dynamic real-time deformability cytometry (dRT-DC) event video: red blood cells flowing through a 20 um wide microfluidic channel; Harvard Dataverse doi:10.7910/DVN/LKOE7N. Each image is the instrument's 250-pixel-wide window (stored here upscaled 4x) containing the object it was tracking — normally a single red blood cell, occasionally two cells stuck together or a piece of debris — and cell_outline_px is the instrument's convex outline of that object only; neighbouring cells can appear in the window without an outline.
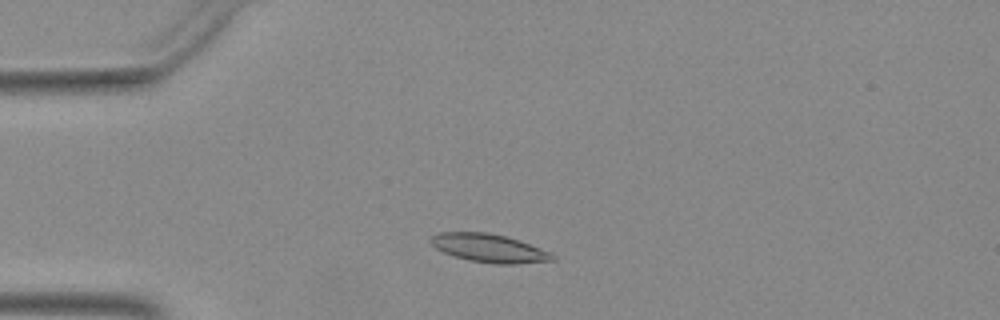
{"species": "Egyptian fruit bat (a non-hibernating species)", "species_latin": "Rousettus aegyptiacus", "temperature_condition": "warm", "stored_images_in_passage": 46, "camera_frame_rate_fps": 3000, "um_per_image_px": 0.085, "animal": {"sex": "female"}, "frame": {"image": 1, "passage_image": 8, "time_ms": 2.333, "image_size_px": [1000, 320], "cell_outline_px": [[556, 260], [516, 264], [496, 264], [468, 260], [444, 252], [436, 248], [428, 240], [432, 236], [440, 232], [488, 232], [508, 236], [552, 252], [556, 256]], "centroid_in_image_um": [41.62, 21.09], "position_along_channel_um": 43.4, "area_um2": 20.23}}
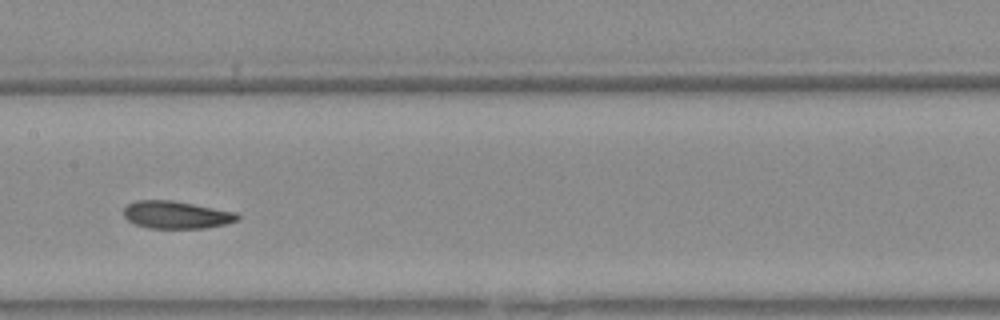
{"frame": {"image": 2, "passage_image": 21, "time_ms": 6.667, "image_size_px": [1000, 320], "cell_outline_px": [[240, 220], [224, 224], [204, 228], [148, 228], [136, 224], [128, 220], [124, 216], [124, 208], [128, 204], [136, 200], [172, 200], [236, 212], [240, 216]], "centroid_in_image_um": [14.99, 18.26], "position_along_channel_um": 192.4, "area_um2": 18.21}}
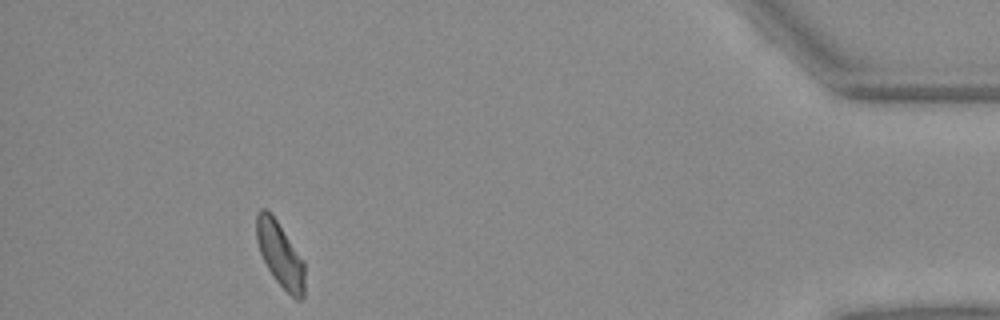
{"frame": {"image": 3, "passage_image": 42, "time_ms": 13.667, "image_size_px": [1000, 320], "cell_outline_px": [[304, 296], [300, 300], [296, 300], [276, 280], [268, 268], [260, 252], [256, 240], [256, 216], [260, 208], [264, 208], [276, 220], [304, 260]], "centroid_in_image_um": [23.81, 21.64], "position_along_channel_um": 411.4, "area_um2": 17.92}}